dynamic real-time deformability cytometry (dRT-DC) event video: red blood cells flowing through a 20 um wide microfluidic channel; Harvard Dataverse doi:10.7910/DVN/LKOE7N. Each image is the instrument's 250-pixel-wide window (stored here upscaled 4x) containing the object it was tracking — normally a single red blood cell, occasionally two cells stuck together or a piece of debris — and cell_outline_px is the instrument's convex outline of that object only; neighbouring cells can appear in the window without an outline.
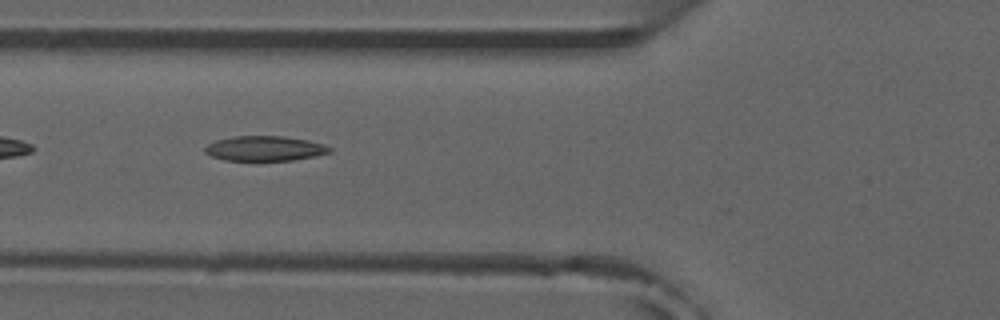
{"species": "common noctule bat (a hibernating species)", "species_latin": "Nyctalus noctula", "temperature_condition": "room temperature", "stored_images_in_passage": 6, "camera_frame_rate_fps": 3000, "um_per_image_px": 0.085, "animal": {"sex": "male", "forearm_length_mm": 52.5}, "frame": {"image": 1, "passage_image": 2, "time_ms": 1.333, "image_size_px": [1000, 320], "cell_outline_px": [[332, 152], [316, 156], [292, 160], [224, 160], [212, 156], [204, 152], [204, 148], [208, 144], [216, 140], [232, 136], [280, 136], [308, 140], [324, 144], [332, 148]], "centroid_in_image_um": [22.52, 12.61], "position_along_channel_um": 103.3, "area_um2": 18.09}}
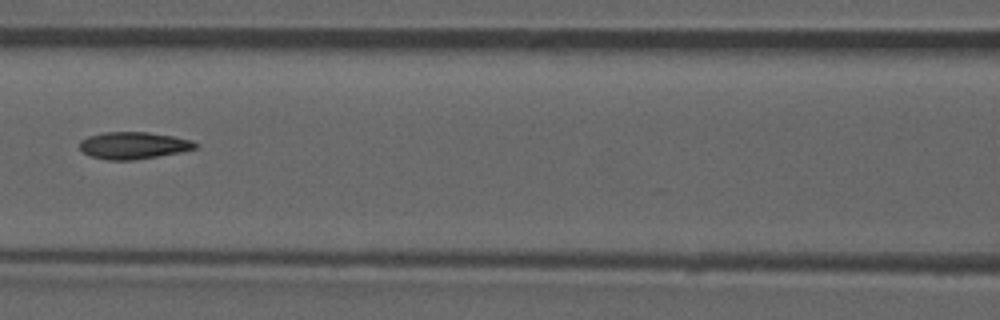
{"frame": {"image": 2, "passage_image": 3, "time_ms": 2.667, "image_size_px": [1000, 320], "cell_outline_px": [[200, 144], [196, 148], [180, 152], [136, 160], [108, 160], [92, 156], [84, 152], [80, 148], [80, 140], [88, 136], [104, 132], [148, 132], [172, 136], [192, 140]], "centroid_in_image_um": [11.36, 12.36], "position_along_channel_um": 155.2, "area_um2": 18.21}}